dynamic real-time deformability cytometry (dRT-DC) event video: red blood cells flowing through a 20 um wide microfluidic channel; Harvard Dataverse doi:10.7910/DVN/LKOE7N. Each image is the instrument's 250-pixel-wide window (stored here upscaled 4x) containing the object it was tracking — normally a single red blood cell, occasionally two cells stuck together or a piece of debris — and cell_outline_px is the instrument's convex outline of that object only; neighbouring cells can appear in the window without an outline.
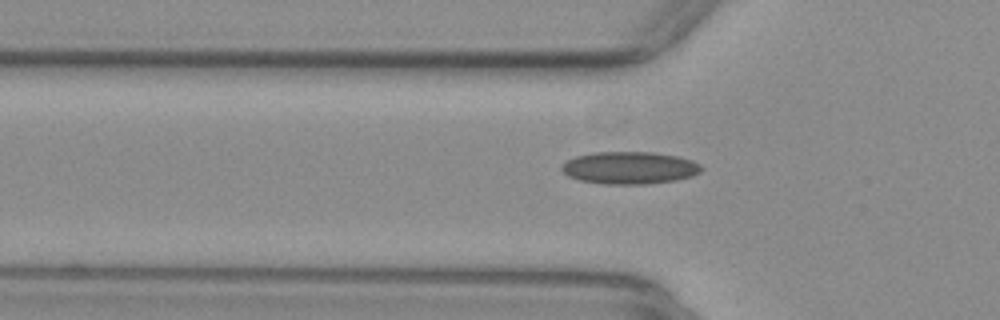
{"species": "common noctule bat (a hibernating species)", "species_latin": "Nyctalus noctula", "temperature_condition": "warm", "stored_images_in_passage": 36, "camera_frame_rate_fps": 3000, "um_per_image_px": 0.085, "animal": {"sex": "female", "body_mass_g": 29.2, "forearm_length_mm": 56.3}, "frame": {"image": 1, "passage_image": 6, "time_ms": 1.667, "image_size_px": [1000, 320], "cell_outline_px": [[704, 168], [700, 172], [692, 176], [676, 180], [648, 184], [604, 184], [580, 180], [568, 176], [560, 168], [560, 164], [576, 156], [596, 152], [652, 152], [676, 156], [692, 160], [700, 164]], "centroid_in_image_um": [53.52, 14.27], "position_along_channel_um": 72.3, "area_um2": 26.41}}
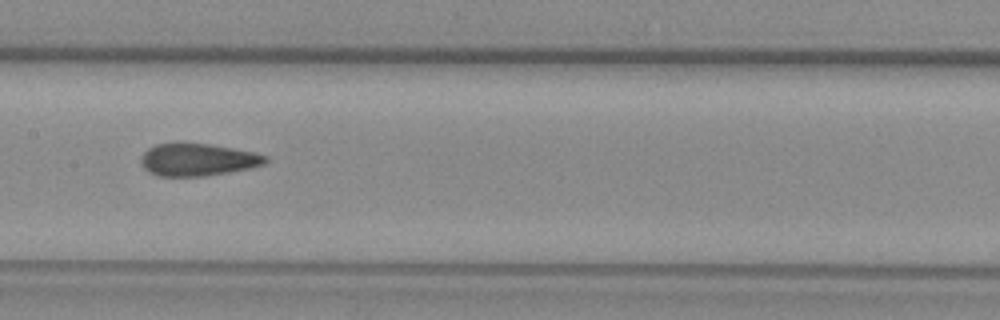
{"frame": {"image": 2, "passage_image": 15, "time_ms": 4.667, "image_size_px": [1000, 320], "cell_outline_px": [[268, 160], [264, 164], [248, 168], [228, 172], [204, 176], [156, 176], [148, 172], [140, 164], [140, 156], [148, 148], [156, 144], [176, 140], [208, 144], [232, 148], [252, 152], [268, 156]], "centroid_in_image_um": [16.71, 13.54], "position_along_channel_um": 190.7, "area_um2": 24.04}}
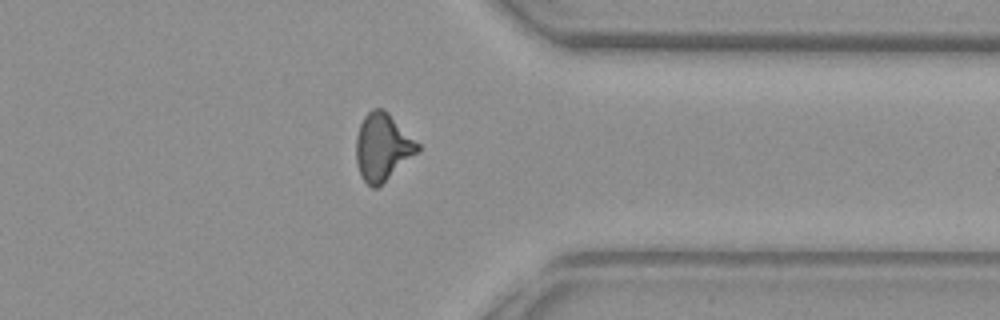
{"frame": {"image": 3, "passage_image": 30, "time_ms": 9.667, "image_size_px": [1000, 320], "cell_outline_px": [[420, 152], [376, 188], [372, 188], [360, 176], [356, 164], [356, 136], [360, 124], [364, 116], [372, 108], [384, 108], [420, 144]], "centroid_in_image_um": [32.52, 12.49], "position_along_channel_um": 378.9, "area_um2": 24.33}}